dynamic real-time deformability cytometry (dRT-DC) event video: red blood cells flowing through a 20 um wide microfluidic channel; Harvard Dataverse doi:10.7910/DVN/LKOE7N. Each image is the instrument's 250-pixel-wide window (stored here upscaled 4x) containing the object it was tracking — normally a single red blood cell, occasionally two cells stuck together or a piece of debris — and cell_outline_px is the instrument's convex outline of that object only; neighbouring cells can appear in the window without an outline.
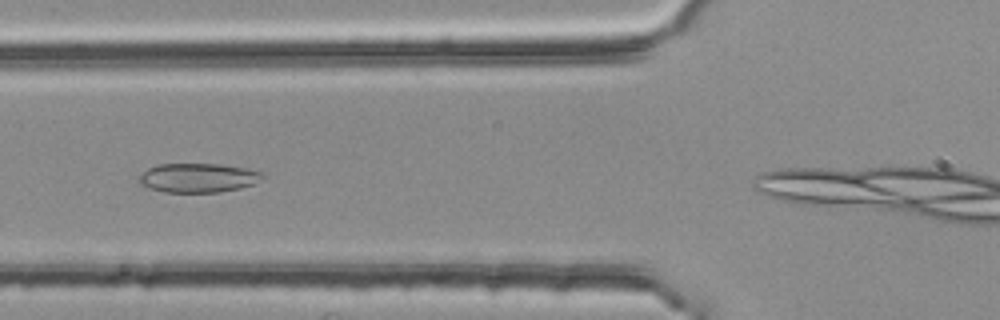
{"species": "common noctule bat (a hibernating species)", "species_latin": "Nyctalus noctula", "temperature_condition": "room temperature", "stored_images_in_passage": 8, "camera_frame_rate_fps": 3000, "um_per_image_px": 0.085, "animal": {"sex": "female", "body_mass_g": 25.1}, "frame": {"image": 1, "passage_image": 3, "time_ms": 0.667, "image_size_px": [1000, 320], "cell_outline_px": [[264, 176], [260, 180], [252, 184], [240, 188], [220, 192], [164, 192], [140, 184], [140, 176], [148, 168], [160, 164], [220, 164], [244, 168], [264, 172]], "centroid_in_image_um": [16.87, 15.11], "position_along_channel_um": 108.9, "area_um2": 20.75}}